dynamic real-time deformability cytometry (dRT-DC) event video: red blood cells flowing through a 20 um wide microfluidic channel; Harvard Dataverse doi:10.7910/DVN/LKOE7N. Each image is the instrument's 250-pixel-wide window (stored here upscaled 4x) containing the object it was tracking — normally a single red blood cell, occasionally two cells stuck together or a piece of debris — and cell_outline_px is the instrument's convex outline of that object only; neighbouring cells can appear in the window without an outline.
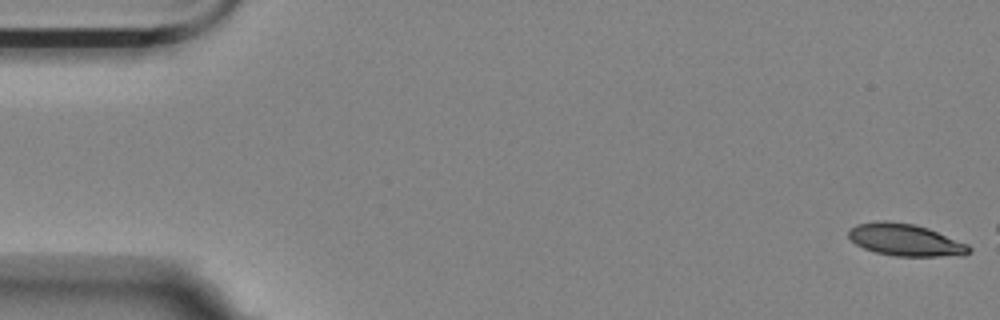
{"species": "Egyptian fruit bat (a non-hibernating species)", "species_latin": "Rousettus aegyptiacus", "temperature_condition": "room temperature", "stored_images_in_passage": 14, "camera_frame_rate_fps": 3000, "um_per_image_px": 0.085, "animal": {"sex": "female"}, "frame": {"image": 1, "passage_image": 1, "time_ms": 0.0, "image_size_px": [1000, 320], "cell_outline_px": [[972, 252], [964, 256], [896, 256], [876, 252], [864, 248], [856, 244], [848, 236], [848, 232], [856, 224], [876, 220], [888, 220], [916, 224], [928, 228], [968, 244], [972, 248]], "centroid_in_image_um": [76.99, 20.38], "position_along_channel_um": 8.0, "area_um2": 22.77}}
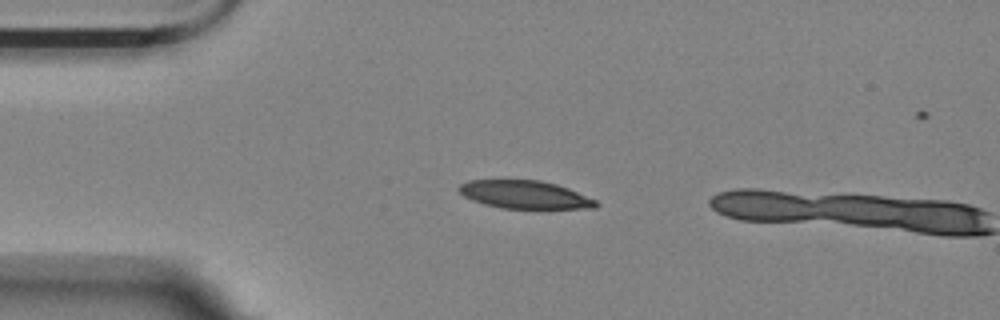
{"frame": {"image": 2, "passage_image": 13, "time_ms": 4.0, "image_size_px": [1000, 320], "cell_outline_px": [[600, 204], [596, 208], [500, 208], [484, 204], [472, 200], [464, 196], [456, 188], [460, 184], [468, 180], [540, 180], [556, 184], [568, 188], [596, 200]], "centroid_in_image_um": [44.58, 16.54], "position_along_channel_um": 40.4, "area_um2": 22.31}}